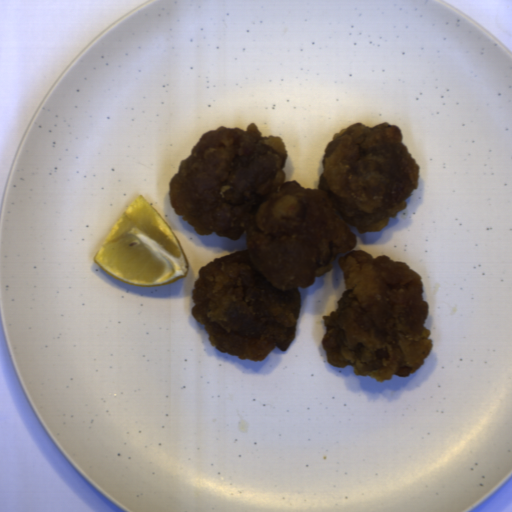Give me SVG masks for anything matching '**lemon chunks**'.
Returning <instances> with one entry per match:
<instances>
[{
	"instance_id": "1",
	"label": "lemon chunks",
	"mask_w": 512,
	"mask_h": 512,
	"mask_svg": "<svg viewBox=\"0 0 512 512\" xmlns=\"http://www.w3.org/2000/svg\"><path fill=\"white\" fill-rule=\"evenodd\" d=\"M93 262L114 279L150 288L187 277L190 266L171 225L142 194L116 221Z\"/></svg>"
}]
</instances>
